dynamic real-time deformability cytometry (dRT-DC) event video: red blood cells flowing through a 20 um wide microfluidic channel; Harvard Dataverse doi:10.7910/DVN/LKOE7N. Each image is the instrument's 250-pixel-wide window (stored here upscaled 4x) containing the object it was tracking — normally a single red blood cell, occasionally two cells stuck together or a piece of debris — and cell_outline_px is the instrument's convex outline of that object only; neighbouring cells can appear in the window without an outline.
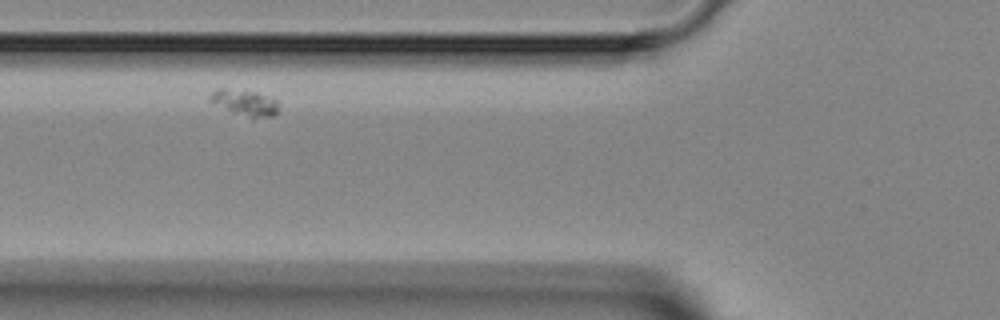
{"species": "Egyptian fruit bat (a non-hibernating species)", "species_latin": "Rousettus aegyptiacus", "temperature_condition": "room temperature", "stored_images_in_passage": 3, "camera_frame_rate_fps": 3000, "um_per_image_px": 0.085, "animal": {"sex": "female"}, "frame": {"image": 1, "passage_image": 2, "time_ms": 1.0, "image_size_px": [1000, 320], "cell_outline_px": [[276, 112], [272, 116], [248, 116], [232, 112], [212, 104], [208, 100], [208, 96], [216, 88], [224, 88], [256, 92], [272, 96], [276, 100]], "centroid_in_image_um": [20.72, 8.68], "position_along_channel_um": 105.1, "area_um2": 10.23}}